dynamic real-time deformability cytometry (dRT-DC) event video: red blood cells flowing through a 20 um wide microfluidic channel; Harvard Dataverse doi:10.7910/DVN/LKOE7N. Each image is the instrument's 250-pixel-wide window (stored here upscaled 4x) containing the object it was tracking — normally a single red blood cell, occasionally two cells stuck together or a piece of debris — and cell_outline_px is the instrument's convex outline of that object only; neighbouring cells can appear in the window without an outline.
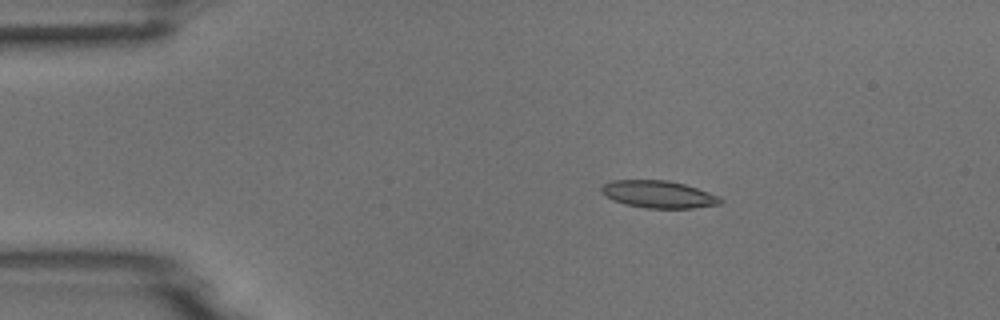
{"species": "common noctule bat (a hibernating species)", "species_latin": "Nyctalus noctula", "temperature_condition": "room temperature", "stored_images_in_passage": 10, "camera_frame_rate_fps": 3000, "um_per_image_px": 0.085, "animal": {"sex": "male", "body_mass_g": 18.8}, "frame": {"image": 1, "passage_image": 2, "time_ms": 2.0, "image_size_px": [1000, 320], "cell_outline_px": [[724, 200], [720, 204], [692, 208], [644, 208], [624, 204], [612, 200], [600, 192], [600, 188], [604, 184], [612, 180], [668, 180], [684, 184], [720, 196]], "centroid_in_image_um": [55.95, 16.52], "position_along_channel_um": 29.0, "area_um2": 19.02}}
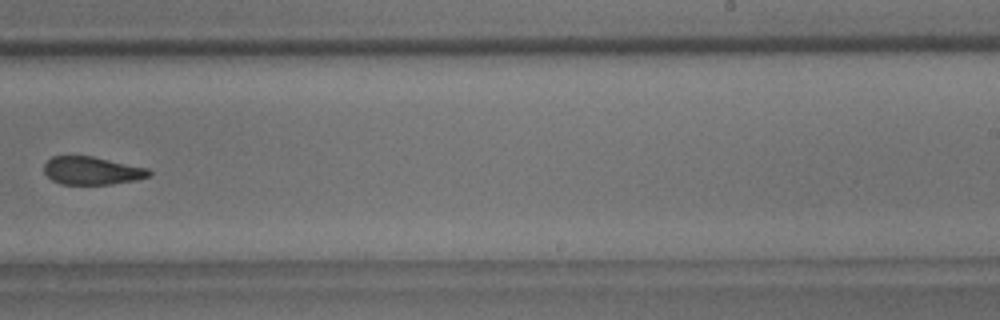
{"frame": {"image": 2, "passage_image": 9, "time_ms": 10.0, "image_size_px": [1000, 320], "cell_outline_px": [[152, 176], [136, 180], [112, 184], [60, 184], [52, 180], [44, 172], [44, 164], [52, 156], [92, 156], [148, 168], [152, 172]], "centroid_in_image_um": [7.84, 14.51], "position_along_channel_um": 281.2, "area_um2": 17.17}}
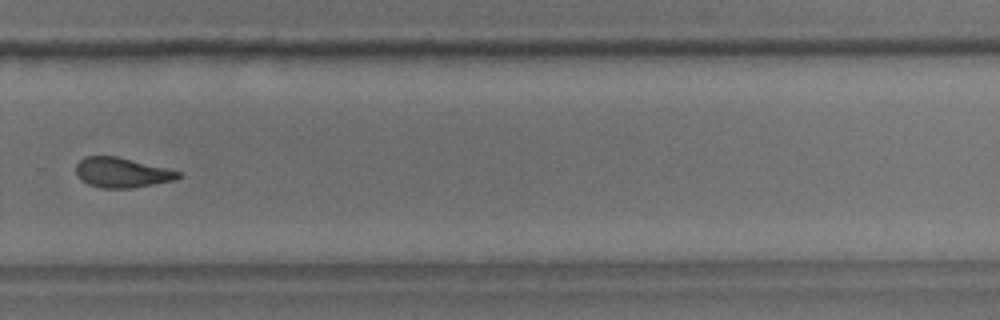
{"frame": {"image": 3, "passage_image": 10, "time_ms": 11.0, "image_size_px": [1000, 320], "cell_outline_px": [[180, 176], [176, 180], [132, 188], [100, 188], [88, 184], [80, 180], [76, 176], [76, 164], [84, 156], [116, 156], [180, 172]], "centroid_in_image_um": [10.29, 14.68], "position_along_channel_um": 319.5, "area_um2": 17.74}}